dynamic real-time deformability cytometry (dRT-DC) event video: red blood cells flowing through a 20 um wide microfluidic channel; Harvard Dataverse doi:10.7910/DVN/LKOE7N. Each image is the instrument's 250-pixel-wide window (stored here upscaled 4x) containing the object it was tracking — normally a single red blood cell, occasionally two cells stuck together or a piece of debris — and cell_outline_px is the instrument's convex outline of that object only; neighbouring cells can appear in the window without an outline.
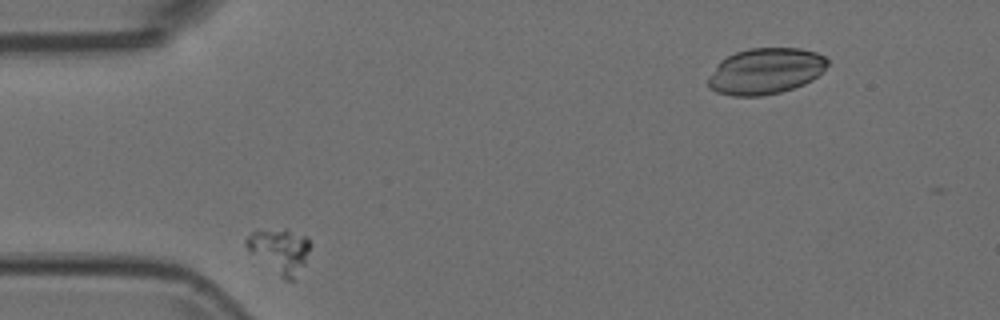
{"species": "Egyptian fruit bat (a non-hibernating species)", "species_latin": "Rousettus aegyptiacus", "temperature_condition": "room temperature", "stored_images_in_passage": 37, "segment_of_instrument_passage": [2, 2], "camera_frame_rate_fps": 3000, "um_per_image_px": 0.085, "animal": {"sex": "female"}, "frame": {"image": 1, "passage_image": 7, "time_ms": 2.0, "image_size_px": [1000, 320], "cell_outline_px": [[312, 244], [304, 264], [296, 280], [288, 280], [280, 276], [252, 252], [244, 244], [244, 240], [252, 232], [284, 228], [288, 228], [308, 236]], "centroid_in_image_um": [23.86, 21.28], "position_along_channel_um": 61.1, "area_um2": 16.53}}
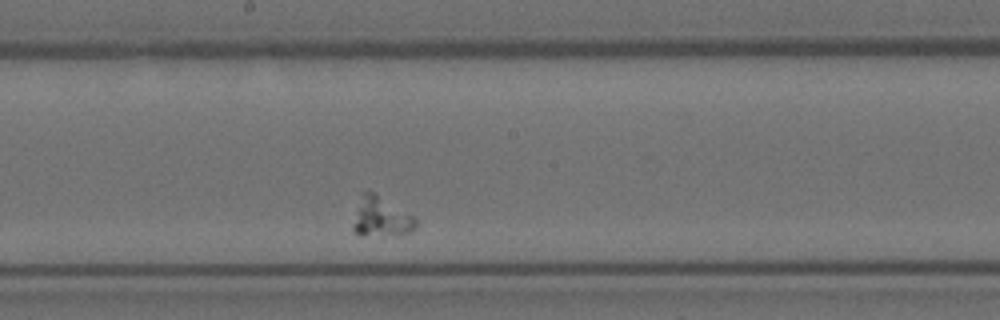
{"frame": {"image": 2, "passage_image": 22, "time_ms": 7.0, "image_size_px": [1000, 320], "cell_outline_px": [[416, 228], [412, 232], [360, 236], [352, 232], [352, 224], [360, 192], [372, 192], [416, 216]], "centroid_in_image_um": [32.35, 18.44], "position_along_channel_um": 215.8, "area_um2": 14.57}}
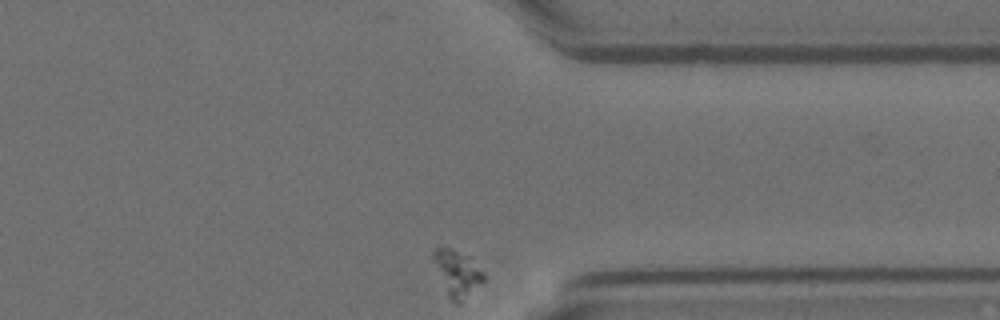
{"frame": {"image": 3, "passage_image": 37, "time_ms": 12.0, "image_size_px": [1000, 320], "cell_outline_px": [[484, 280], [460, 304], [456, 304], [448, 296], [432, 256], [432, 252], [436, 248], [448, 248], [468, 256], [484, 276]], "centroid_in_image_um": [38.85, 23.25], "position_along_channel_um": 372.6, "area_um2": 12.77}}